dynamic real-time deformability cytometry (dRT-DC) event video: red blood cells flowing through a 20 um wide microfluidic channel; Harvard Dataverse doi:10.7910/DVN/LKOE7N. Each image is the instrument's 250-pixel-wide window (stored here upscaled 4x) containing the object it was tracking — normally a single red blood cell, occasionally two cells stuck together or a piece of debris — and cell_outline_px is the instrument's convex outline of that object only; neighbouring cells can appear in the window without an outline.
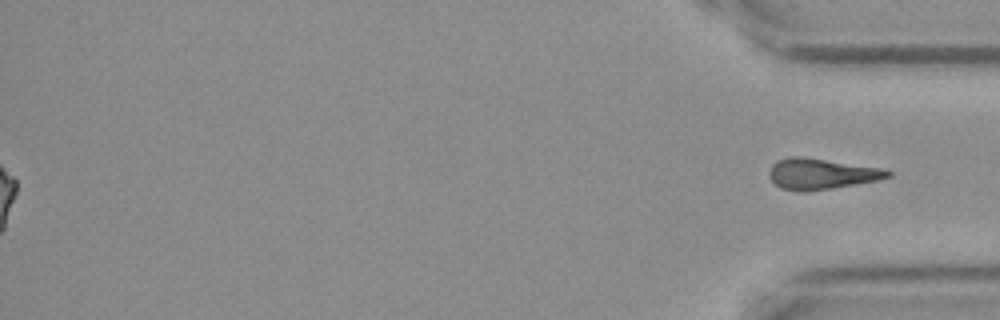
{"species": "Egyptian fruit bat (a non-hibernating species)", "species_latin": "Rousettus aegyptiacus", "temperature_condition": "cold", "stored_images_in_passage": 53, "segment_of_instrument_passage": [2, 2], "camera_frame_rate_fps": 3000, "um_per_image_px": 0.085, "frame": {"image": 1, "passage_image": 53, "time_ms": 17.333, "image_size_px": [1000, 320], "cell_outline_px": [[892, 176], [876, 180], [832, 188], [800, 192], [780, 188], [768, 176], [768, 172], [772, 164], [776, 160], [788, 156], [800, 156], [884, 168], [892, 172]], "centroid_in_image_um": [69.77, 14.76], "position_along_channel_um": 365.4, "area_um2": 21.33}}